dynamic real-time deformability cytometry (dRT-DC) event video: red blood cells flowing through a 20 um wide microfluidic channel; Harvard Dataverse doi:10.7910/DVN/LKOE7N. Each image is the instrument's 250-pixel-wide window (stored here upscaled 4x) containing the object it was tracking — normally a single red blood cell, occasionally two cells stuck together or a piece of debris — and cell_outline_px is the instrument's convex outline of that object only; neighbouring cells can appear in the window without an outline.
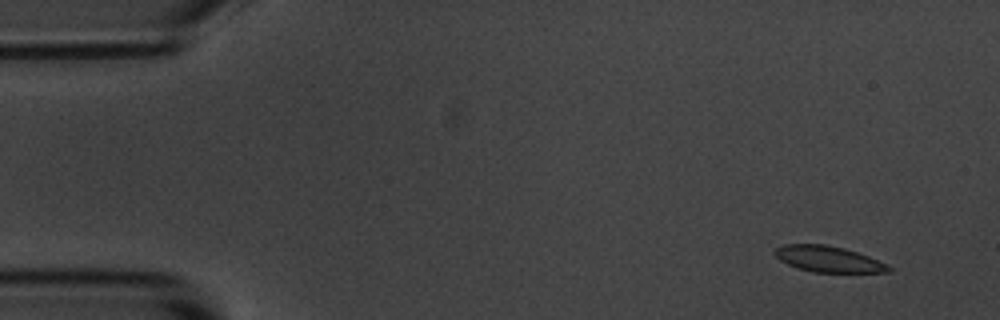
{"species": "common noctule bat (a hibernating species)", "species_latin": "Nyctalus noctula", "temperature_condition": "room temperature", "stored_images_in_passage": 4, "camera_frame_rate_fps": 3000, "um_per_image_px": 0.085, "animal": {"sex": "male", "body_mass_g": 20.1, "forearm_length_mm": 53.5}, "frame": {"image": 1, "passage_image": 1, "time_ms": 0.0, "image_size_px": [1000, 320], "cell_outline_px": [[892, 272], [812, 272], [796, 268], [780, 260], [772, 252], [776, 248], [784, 244], [824, 244], [844, 248], [868, 256], [888, 264], [892, 268]], "centroid_in_image_um": [70.4, 22.02], "position_along_channel_um": 14.6, "area_um2": 17.28}}
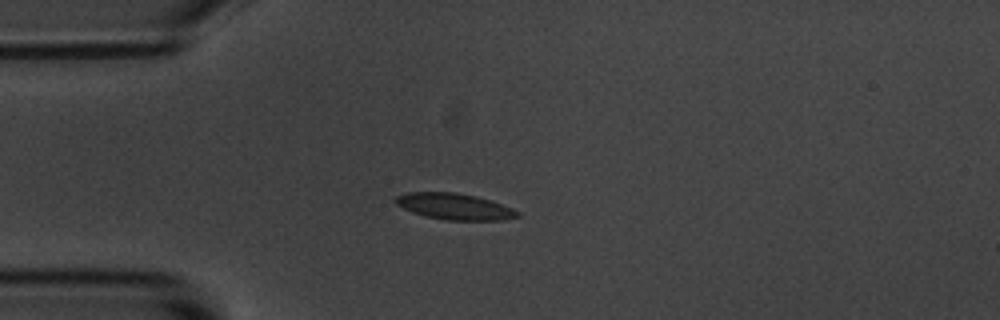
{"frame": {"image": 2, "passage_image": 4, "time_ms": 3.333, "image_size_px": [1000, 320], "cell_outline_px": [[520, 216], [500, 220], [444, 220], [424, 216], [412, 212], [396, 204], [392, 200], [396, 196], [408, 192], [456, 192], [476, 196], [492, 200], [512, 208], [520, 212]], "centroid_in_image_um": [38.62, 17.54], "position_along_channel_um": 46.4, "area_um2": 18.79}}